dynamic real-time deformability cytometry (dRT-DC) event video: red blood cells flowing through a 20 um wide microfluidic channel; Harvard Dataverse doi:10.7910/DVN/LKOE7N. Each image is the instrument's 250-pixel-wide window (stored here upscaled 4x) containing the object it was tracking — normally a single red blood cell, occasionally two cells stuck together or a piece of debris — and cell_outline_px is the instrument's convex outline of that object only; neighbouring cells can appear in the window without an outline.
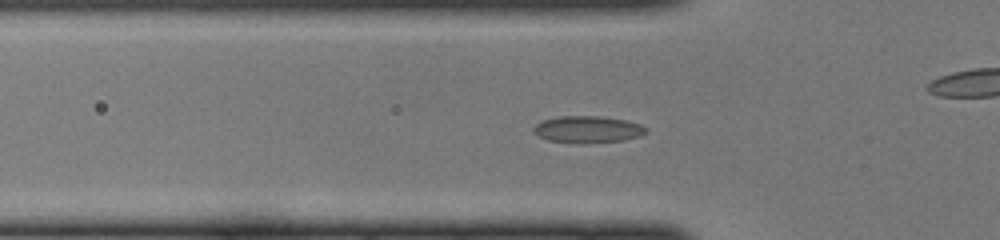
{"species": "common noctule bat (a hibernating species)", "species_latin": "Nyctalus noctula", "temperature_condition": "cold", "stored_images_in_passage": 48, "camera_frame_rate_fps": 3000, "um_per_image_px": 0.085, "animal": {"sex": "female", "body_mass_g": 22.0, "forearm_length_mm": 56.7}, "frame": {"image": 1, "passage_image": 15, "time_ms": 4.667, "image_size_px": [1000, 240], "cell_outline_px": [[648, 132], [640, 136], [624, 140], [576, 144], [548, 140], [532, 132], [532, 128], [540, 120], [560, 116], [600, 116], [628, 120], [640, 124], [648, 128]], "centroid_in_image_um": [49.95, 11.0], "position_along_channel_um": 75.8, "area_um2": 17.92}}
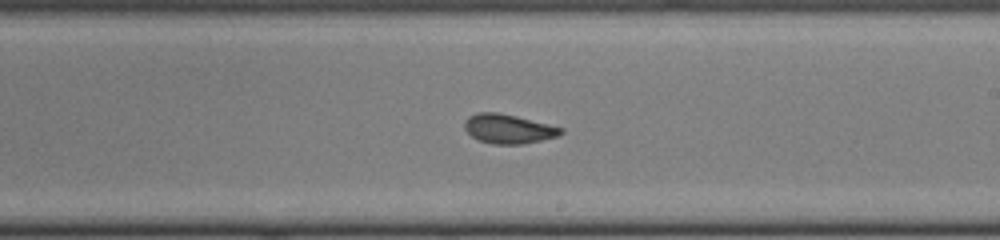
{"frame": {"image": 2, "passage_image": 27, "time_ms": 8.667, "image_size_px": [1000, 240], "cell_outline_px": [[564, 132], [560, 136], [520, 144], [492, 144], [480, 140], [472, 136], [464, 128], [464, 120], [468, 116], [476, 112], [500, 112], [564, 128]], "centroid_in_image_um": [43.21, 10.94], "position_along_channel_um": 245.8, "area_um2": 16.47}}
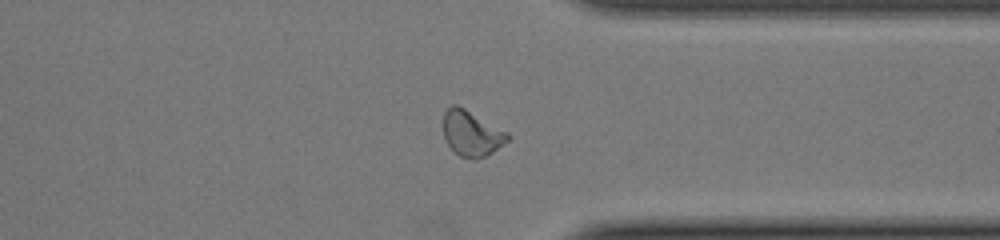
{"frame": {"image": 3, "passage_image": 36, "time_ms": 11.667, "image_size_px": [1000, 240], "cell_outline_px": [[508, 140], [492, 152], [476, 160], [472, 160], [460, 156], [444, 140], [444, 112], [452, 104], [456, 104], [464, 108], [508, 132]], "centroid_in_image_um": [40.07, 11.34], "position_along_channel_um": 371.3, "area_um2": 16.82}}